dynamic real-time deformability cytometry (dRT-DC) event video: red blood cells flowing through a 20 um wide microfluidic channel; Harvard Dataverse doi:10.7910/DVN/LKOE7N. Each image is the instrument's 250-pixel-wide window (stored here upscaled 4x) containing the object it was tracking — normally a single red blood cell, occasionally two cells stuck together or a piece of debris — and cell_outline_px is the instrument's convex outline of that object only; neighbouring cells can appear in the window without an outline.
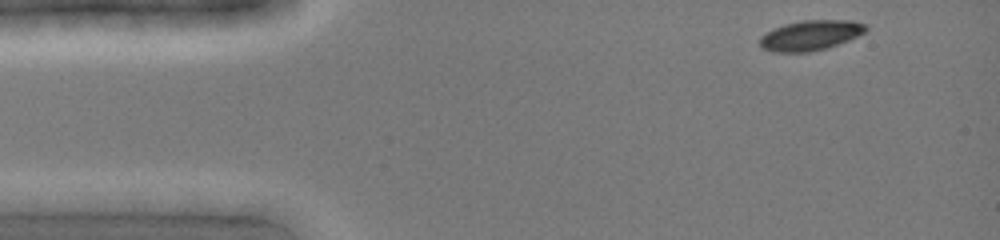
{"species": "common noctule bat (a hibernating species)", "species_latin": "Nyctalus noctula", "temperature_condition": "cold", "stored_images_in_passage": 4, "camera_frame_rate_fps": 3000, "um_per_image_px": 0.085, "animal": {"sex": "female", "body_mass_g": 19.0, "forearm_length_mm": 51.5}, "frame": {"image": 1, "passage_image": 1, "time_ms": 0.0, "image_size_px": [1000, 240], "cell_outline_px": [[868, 28], [864, 32], [848, 40], [824, 48], [808, 52], [772, 52], [760, 48], [760, 36], [784, 24], [804, 20], [852, 20], [864, 24]], "centroid_in_image_um": [68.86, 3.0], "position_along_channel_um": 16.1, "area_um2": 18.32}}